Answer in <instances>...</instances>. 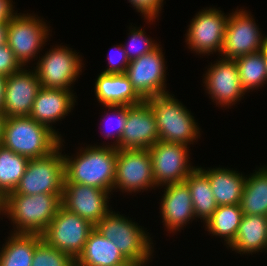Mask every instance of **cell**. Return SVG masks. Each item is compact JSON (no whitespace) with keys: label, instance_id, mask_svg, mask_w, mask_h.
<instances>
[{"label":"cell","instance_id":"1","mask_svg":"<svg viewBox=\"0 0 267 266\" xmlns=\"http://www.w3.org/2000/svg\"><path fill=\"white\" fill-rule=\"evenodd\" d=\"M74 157L63 154L64 182L94 186L109 193L113 191L117 157L116 147L111 145H88L85 149L81 148Z\"/></svg>","mask_w":267,"mask_h":266},{"label":"cell","instance_id":"2","mask_svg":"<svg viewBox=\"0 0 267 266\" xmlns=\"http://www.w3.org/2000/svg\"><path fill=\"white\" fill-rule=\"evenodd\" d=\"M62 195L11 192L3 199V215L16 225L13 233L42 235L62 205Z\"/></svg>","mask_w":267,"mask_h":266},{"label":"cell","instance_id":"3","mask_svg":"<svg viewBox=\"0 0 267 266\" xmlns=\"http://www.w3.org/2000/svg\"><path fill=\"white\" fill-rule=\"evenodd\" d=\"M61 138L51 128L29 116L6 117L2 144L29 159L42 158L54 152Z\"/></svg>","mask_w":267,"mask_h":266},{"label":"cell","instance_id":"4","mask_svg":"<svg viewBox=\"0 0 267 266\" xmlns=\"http://www.w3.org/2000/svg\"><path fill=\"white\" fill-rule=\"evenodd\" d=\"M169 93L156 94L145 100L155 115L159 140L187 146L193 144L200 138L201 129L191 111Z\"/></svg>","mask_w":267,"mask_h":266},{"label":"cell","instance_id":"5","mask_svg":"<svg viewBox=\"0 0 267 266\" xmlns=\"http://www.w3.org/2000/svg\"><path fill=\"white\" fill-rule=\"evenodd\" d=\"M137 224L111 210L95 225V229L111 240L127 260L148 262L153 256L154 245L149 233Z\"/></svg>","mask_w":267,"mask_h":266},{"label":"cell","instance_id":"6","mask_svg":"<svg viewBox=\"0 0 267 266\" xmlns=\"http://www.w3.org/2000/svg\"><path fill=\"white\" fill-rule=\"evenodd\" d=\"M61 139L59 147L50 155L29 159L26 170L19 184L13 191L15 194H63L64 159Z\"/></svg>","mask_w":267,"mask_h":266},{"label":"cell","instance_id":"7","mask_svg":"<svg viewBox=\"0 0 267 266\" xmlns=\"http://www.w3.org/2000/svg\"><path fill=\"white\" fill-rule=\"evenodd\" d=\"M94 228L95 226L88 220L68 211L61 205L41 236L49 246L76 260Z\"/></svg>","mask_w":267,"mask_h":266},{"label":"cell","instance_id":"8","mask_svg":"<svg viewBox=\"0 0 267 266\" xmlns=\"http://www.w3.org/2000/svg\"><path fill=\"white\" fill-rule=\"evenodd\" d=\"M76 51L66 46H55L39 56L35 70L41 87L72 90L77 77L82 73V59ZM81 72V73H80Z\"/></svg>","mask_w":267,"mask_h":266},{"label":"cell","instance_id":"9","mask_svg":"<svg viewBox=\"0 0 267 266\" xmlns=\"http://www.w3.org/2000/svg\"><path fill=\"white\" fill-rule=\"evenodd\" d=\"M35 16L16 13L8 22L7 45L23 67L37 57L50 35V27Z\"/></svg>","mask_w":267,"mask_h":266},{"label":"cell","instance_id":"10","mask_svg":"<svg viewBox=\"0 0 267 266\" xmlns=\"http://www.w3.org/2000/svg\"><path fill=\"white\" fill-rule=\"evenodd\" d=\"M254 17L244 9L229 14L221 57L235 60L247 54L262 51L267 36H262Z\"/></svg>","mask_w":267,"mask_h":266},{"label":"cell","instance_id":"11","mask_svg":"<svg viewBox=\"0 0 267 266\" xmlns=\"http://www.w3.org/2000/svg\"><path fill=\"white\" fill-rule=\"evenodd\" d=\"M158 187L152 172L148 149H117L115 182L113 190L132 193Z\"/></svg>","mask_w":267,"mask_h":266},{"label":"cell","instance_id":"12","mask_svg":"<svg viewBox=\"0 0 267 266\" xmlns=\"http://www.w3.org/2000/svg\"><path fill=\"white\" fill-rule=\"evenodd\" d=\"M148 150L154 181L158 187L184 182L196 168L188 160L189 147L185 144L159 140Z\"/></svg>","mask_w":267,"mask_h":266},{"label":"cell","instance_id":"13","mask_svg":"<svg viewBox=\"0 0 267 266\" xmlns=\"http://www.w3.org/2000/svg\"><path fill=\"white\" fill-rule=\"evenodd\" d=\"M213 7L202 9L190 21L185 42L191 51L197 54L210 55L221 53L225 29L229 15Z\"/></svg>","mask_w":267,"mask_h":266},{"label":"cell","instance_id":"14","mask_svg":"<svg viewBox=\"0 0 267 266\" xmlns=\"http://www.w3.org/2000/svg\"><path fill=\"white\" fill-rule=\"evenodd\" d=\"M162 47L129 62L126 76L136 93L145 101L148 97L163 94L166 91L165 58Z\"/></svg>","mask_w":267,"mask_h":266},{"label":"cell","instance_id":"15","mask_svg":"<svg viewBox=\"0 0 267 266\" xmlns=\"http://www.w3.org/2000/svg\"><path fill=\"white\" fill-rule=\"evenodd\" d=\"M109 194L94 186L64 182L61 204L95 226L111 210Z\"/></svg>","mask_w":267,"mask_h":266},{"label":"cell","instance_id":"16","mask_svg":"<svg viewBox=\"0 0 267 266\" xmlns=\"http://www.w3.org/2000/svg\"><path fill=\"white\" fill-rule=\"evenodd\" d=\"M221 59V60H220ZM205 91L209 94L216 106H232L245 95L238 74L237 64L234 60L219 58L214 64H210L204 74Z\"/></svg>","mask_w":267,"mask_h":266},{"label":"cell","instance_id":"17","mask_svg":"<svg viewBox=\"0 0 267 266\" xmlns=\"http://www.w3.org/2000/svg\"><path fill=\"white\" fill-rule=\"evenodd\" d=\"M159 141L156 118L146 101L127 106L120 149H149Z\"/></svg>","mask_w":267,"mask_h":266},{"label":"cell","instance_id":"18","mask_svg":"<svg viewBox=\"0 0 267 266\" xmlns=\"http://www.w3.org/2000/svg\"><path fill=\"white\" fill-rule=\"evenodd\" d=\"M20 69L6 76L4 114L6 117L29 116L41 88L35 70ZM30 70V71H29Z\"/></svg>","mask_w":267,"mask_h":266},{"label":"cell","instance_id":"19","mask_svg":"<svg viewBox=\"0 0 267 266\" xmlns=\"http://www.w3.org/2000/svg\"><path fill=\"white\" fill-rule=\"evenodd\" d=\"M162 222L170 233L182 229L195 214L188 185L185 182L165 185L161 199Z\"/></svg>","mask_w":267,"mask_h":266},{"label":"cell","instance_id":"20","mask_svg":"<svg viewBox=\"0 0 267 266\" xmlns=\"http://www.w3.org/2000/svg\"><path fill=\"white\" fill-rule=\"evenodd\" d=\"M75 97L72 90L41 87L29 117L51 128L62 139L61 134L52 127V123L64 119L73 110Z\"/></svg>","mask_w":267,"mask_h":266},{"label":"cell","instance_id":"21","mask_svg":"<svg viewBox=\"0 0 267 266\" xmlns=\"http://www.w3.org/2000/svg\"><path fill=\"white\" fill-rule=\"evenodd\" d=\"M95 96L105 105H137L144 100L136 93L125 73H100L95 81Z\"/></svg>","mask_w":267,"mask_h":266},{"label":"cell","instance_id":"22","mask_svg":"<svg viewBox=\"0 0 267 266\" xmlns=\"http://www.w3.org/2000/svg\"><path fill=\"white\" fill-rule=\"evenodd\" d=\"M210 182L211 191L218 206L238 205L241 202L246 176L227 168L198 167Z\"/></svg>","mask_w":267,"mask_h":266},{"label":"cell","instance_id":"23","mask_svg":"<svg viewBox=\"0 0 267 266\" xmlns=\"http://www.w3.org/2000/svg\"><path fill=\"white\" fill-rule=\"evenodd\" d=\"M229 247L242 255L267 251V216L244 214Z\"/></svg>","mask_w":267,"mask_h":266},{"label":"cell","instance_id":"24","mask_svg":"<svg viewBox=\"0 0 267 266\" xmlns=\"http://www.w3.org/2000/svg\"><path fill=\"white\" fill-rule=\"evenodd\" d=\"M126 261L117 246L94 228L88 235L83 251L75 260V264L77 266H116Z\"/></svg>","mask_w":267,"mask_h":266},{"label":"cell","instance_id":"25","mask_svg":"<svg viewBox=\"0 0 267 266\" xmlns=\"http://www.w3.org/2000/svg\"><path fill=\"white\" fill-rule=\"evenodd\" d=\"M12 232L3 247H0V266H31L36 245L42 236Z\"/></svg>","mask_w":267,"mask_h":266},{"label":"cell","instance_id":"26","mask_svg":"<svg viewBox=\"0 0 267 266\" xmlns=\"http://www.w3.org/2000/svg\"><path fill=\"white\" fill-rule=\"evenodd\" d=\"M240 207L243 214L267 216V166L246 177Z\"/></svg>","mask_w":267,"mask_h":266},{"label":"cell","instance_id":"27","mask_svg":"<svg viewBox=\"0 0 267 266\" xmlns=\"http://www.w3.org/2000/svg\"><path fill=\"white\" fill-rule=\"evenodd\" d=\"M184 182L190 189L195 218L205 224L218 207L208 177L196 166Z\"/></svg>","mask_w":267,"mask_h":266},{"label":"cell","instance_id":"28","mask_svg":"<svg viewBox=\"0 0 267 266\" xmlns=\"http://www.w3.org/2000/svg\"><path fill=\"white\" fill-rule=\"evenodd\" d=\"M243 215L240 204L218 206L204 225L210 234L221 236L229 246L236 237Z\"/></svg>","mask_w":267,"mask_h":266},{"label":"cell","instance_id":"29","mask_svg":"<svg viewBox=\"0 0 267 266\" xmlns=\"http://www.w3.org/2000/svg\"><path fill=\"white\" fill-rule=\"evenodd\" d=\"M29 158L0 145V197L13 192L25 173Z\"/></svg>","mask_w":267,"mask_h":266},{"label":"cell","instance_id":"30","mask_svg":"<svg viewBox=\"0 0 267 266\" xmlns=\"http://www.w3.org/2000/svg\"><path fill=\"white\" fill-rule=\"evenodd\" d=\"M240 83L245 92L258 89L267 82V65L263 51L247 54L234 60Z\"/></svg>","mask_w":267,"mask_h":266},{"label":"cell","instance_id":"31","mask_svg":"<svg viewBox=\"0 0 267 266\" xmlns=\"http://www.w3.org/2000/svg\"><path fill=\"white\" fill-rule=\"evenodd\" d=\"M68 254L49 246L43 239L36 245L31 266H74Z\"/></svg>","mask_w":267,"mask_h":266},{"label":"cell","instance_id":"32","mask_svg":"<svg viewBox=\"0 0 267 266\" xmlns=\"http://www.w3.org/2000/svg\"><path fill=\"white\" fill-rule=\"evenodd\" d=\"M137 28L129 27L131 34L129 33L128 45L127 43L123 45L129 62L153 51L160 45L148 38L144 29Z\"/></svg>","mask_w":267,"mask_h":266},{"label":"cell","instance_id":"33","mask_svg":"<svg viewBox=\"0 0 267 266\" xmlns=\"http://www.w3.org/2000/svg\"><path fill=\"white\" fill-rule=\"evenodd\" d=\"M108 108V110L112 111L113 113L104 114L105 118L104 120L107 122L104 124L105 126L108 124V126L112 125V130L103 131V134L106 138H113L115 137V142L111 144V146L116 147L117 149H120V139L122 137L123 130L125 128V122L127 119V105H105V108ZM107 115H111L113 117H107ZM113 118V119H112ZM107 119V120H106ZM114 120V121H113ZM110 122V124H109ZM111 127V126H110ZM107 128V126H106ZM111 129V128H110Z\"/></svg>","mask_w":267,"mask_h":266},{"label":"cell","instance_id":"34","mask_svg":"<svg viewBox=\"0 0 267 266\" xmlns=\"http://www.w3.org/2000/svg\"><path fill=\"white\" fill-rule=\"evenodd\" d=\"M113 49L117 54L113 55L112 52L109 53V55H108L109 57H107L108 58V68H106V70H103L101 72L103 74H121V73L126 72V68L129 64V60L126 56V52L123 48V45L122 44L116 45L115 47L112 48V50Z\"/></svg>","mask_w":267,"mask_h":266},{"label":"cell","instance_id":"35","mask_svg":"<svg viewBox=\"0 0 267 266\" xmlns=\"http://www.w3.org/2000/svg\"><path fill=\"white\" fill-rule=\"evenodd\" d=\"M24 68L16 59L14 52L7 44L0 46V74L10 76Z\"/></svg>","mask_w":267,"mask_h":266},{"label":"cell","instance_id":"36","mask_svg":"<svg viewBox=\"0 0 267 266\" xmlns=\"http://www.w3.org/2000/svg\"><path fill=\"white\" fill-rule=\"evenodd\" d=\"M164 0H129V3L144 15V20L146 19L149 23L155 21L156 17L159 16V11H161Z\"/></svg>","mask_w":267,"mask_h":266},{"label":"cell","instance_id":"37","mask_svg":"<svg viewBox=\"0 0 267 266\" xmlns=\"http://www.w3.org/2000/svg\"><path fill=\"white\" fill-rule=\"evenodd\" d=\"M12 0H0V23H8L17 13L13 10Z\"/></svg>","mask_w":267,"mask_h":266},{"label":"cell","instance_id":"38","mask_svg":"<svg viewBox=\"0 0 267 266\" xmlns=\"http://www.w3.org/2000/svg\"><path fill=\"white\" fill-rule=\"evenodd\" d=\"M5 80L6 77L0 74V113H4Z\"/></svg>","mask_w":267,"mask_h":266},{"label":"cell","instance_id":"39","mask_svg":"<svg viewBox=\"0 0 267 266\" xmlns=\"http://www.w3.org/2000/svg\"><path fill=\"white\" fill-rule=\"evenodd\" d=\"M8 23H0V46L7 44Z\"/></svg>","mask_w":267,"mask_h":266},{"label":"cell","instance_id":"40","mask_svg":"<svg viewBox=\"0 0 267 266\" xmlns=\"http://www.w3.org/2000/svg\"><path fill=\"white\" fill-rule=\"evenodd\" d=\"M148 262H137L133 260H127L126 262H123L116 266H145Z\"/></svg>","mask_w":267,"mask_h":266},{"label":"cell","instance_id":"41","mask_svg":"<svg viewBox=\"0 0 267 266\" xmlns=\"http://www.w3.org/2000/svg\"><path fill=\"white\" fill-rule=\"evenodd\" d=\"M6 116L4 113H0V145L3 140V132H4V124H5Z\"/></svg>","mask_w":267,"mask_h":266},{"label":"cell","instance_id":"42","mask_svg":"<svg viewBox=\"0 0 267 266\" xmlns=\"http://www.w3.org/2000/svg\"><path fill=\"white\" fill-rule=\"evenodd\" d=\"M262 51H263V53H264V57H265V59H266V65H267V42H266L264 48L262 49Z\"/></svg>","mask_w":267,"mask_h":266},{"label":"cell","instance_id":"43","mask_svg":"<svg viewBox=\"0 0 267 266\" xmlns=\"http://www.w3.org/2000/svg\"><path fill=\"white\" fill-rule=\"evenodd\" d=\"M0 214H3V199L0 198Z\"/></svg>","mask_w":267,"mask_h":266}]
</instances>
